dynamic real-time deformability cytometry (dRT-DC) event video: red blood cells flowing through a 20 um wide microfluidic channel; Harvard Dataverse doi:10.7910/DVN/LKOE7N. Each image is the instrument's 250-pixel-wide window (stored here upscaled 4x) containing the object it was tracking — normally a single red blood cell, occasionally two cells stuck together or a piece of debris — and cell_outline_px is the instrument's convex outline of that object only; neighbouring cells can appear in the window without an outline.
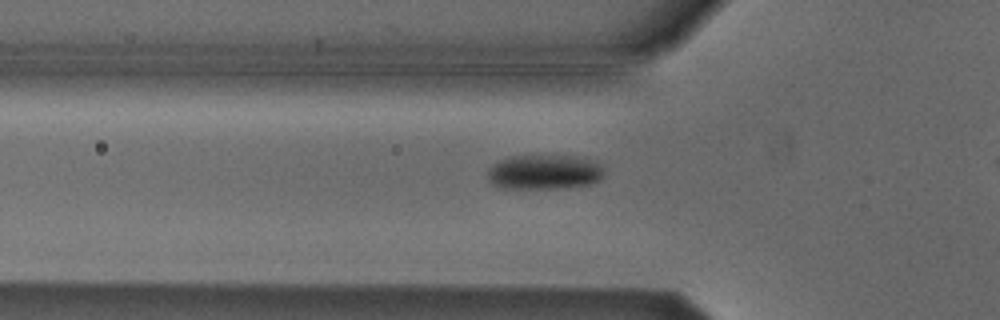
{"species": "Egyptian fruit bat (a non-hibernating species)", "species_latin": "Rousettus aegyptiacus", "temperature_condition": "cold", "stored_images_in_passage": 33, "camera_frame_rate_fps": 3000, "um_per_image_px": 0.085, "animal": {"sex": "male"}, "frame": {"image": 1, "passage_image": 4, "time_ms": 1.0, "image_size_px": [1000, 320], "cell_outline_px": [[604, 176], [600, 180], [592, 184], [568, 188], [500, 188], [492, 184], [488, 180], [488, 168], [492, 164], [508, 156], [576, 156], [600, 164], [604, 172]], "centroid_in_image_um": [46.25, 14.64], "position_along_channel_um": 79.5, "area_um2": 23.76}}
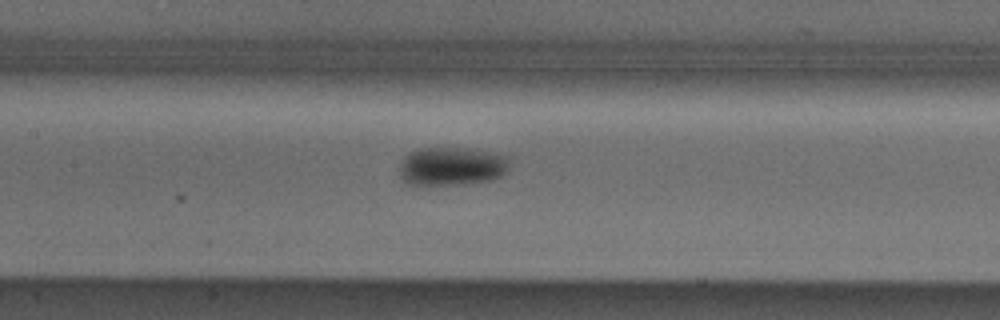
{"frame": {"image": 2, "passage_image": 11, "time_ms": 3.333, "image_size_px": [1000, 320], "cell_outline_px": [[508, 168], [500, 176], [492, 180], [460, 184], [408, 184], [400, 176], [400, 164], [404, 156], [408, 152], [420, 148], [472, 148], [492, 152], [508, 156]], "centroid_in_image_um": [38.39, 14.11], "position_along_channel_um": 169.0, "area_um2": 24.68}}
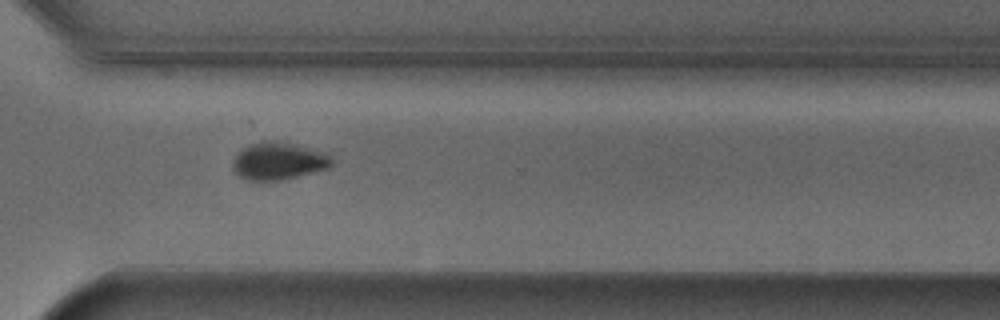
{"frame": {"image": 3, "passage_image": 25, "time_ms": 8.0, "image_size_px": [1000, 320], "cell_outline_px": [[332, 164], [328, 168], [280, 180], [248, 180], [240, 176], [232, 168], [232, 160], [248, 144], [264, 140], [276, 140], [296, 144], [328, 152], [332, 156]], "centroid_in_image_um": [23.69, 13.66], "position_along_channel_um": 346.9, "area_um2": 21.68}, "authors_computed_cell_mechanics": {"area_um2": 23.7558, "velocity_mm_per_s": 3.8197, "shape_relaxation_time_tau1_ms": 4.5393, "shape_relaxation_time_tau2_ms": null, "deformation_change_tau1": 0.1058, "deformation_change_tau2": null}}